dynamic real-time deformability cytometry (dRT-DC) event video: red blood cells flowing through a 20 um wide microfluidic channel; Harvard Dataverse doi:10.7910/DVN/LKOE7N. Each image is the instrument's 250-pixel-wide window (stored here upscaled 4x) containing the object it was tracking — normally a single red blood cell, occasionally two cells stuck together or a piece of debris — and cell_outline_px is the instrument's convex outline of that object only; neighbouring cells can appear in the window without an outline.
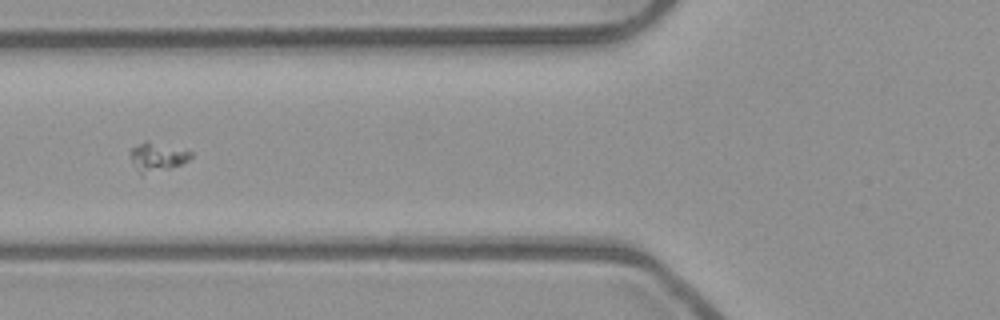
{"species": "common noctule bat (a hibernating species)", "species_latin": "Nyctalus noctula", "temperature_condition": "room temperature", "stored_images_in_passage": 40, "camera_frame_rate_fps": 3000, "um_per_image_px": 0.085, "animal": {"sex": "male", "body_mass_g": 23.1, "forearm_length_mm": 52.7}, "frame": {"image": 1, "passage_image": 13, "time_ms": 4.0, "image_size_px": [1000, 320], "cell_outline_px": [[192, 156], [188, 160], [180, 164], [168, 168], [140, 176], [132, 164], [132, 148], [144, 140], [148, 140], [192, 152]], "centroid_in_image_um": [13.33, 13.35], "position_along_channel_um": 112.5, "area_um2": 10.0}}